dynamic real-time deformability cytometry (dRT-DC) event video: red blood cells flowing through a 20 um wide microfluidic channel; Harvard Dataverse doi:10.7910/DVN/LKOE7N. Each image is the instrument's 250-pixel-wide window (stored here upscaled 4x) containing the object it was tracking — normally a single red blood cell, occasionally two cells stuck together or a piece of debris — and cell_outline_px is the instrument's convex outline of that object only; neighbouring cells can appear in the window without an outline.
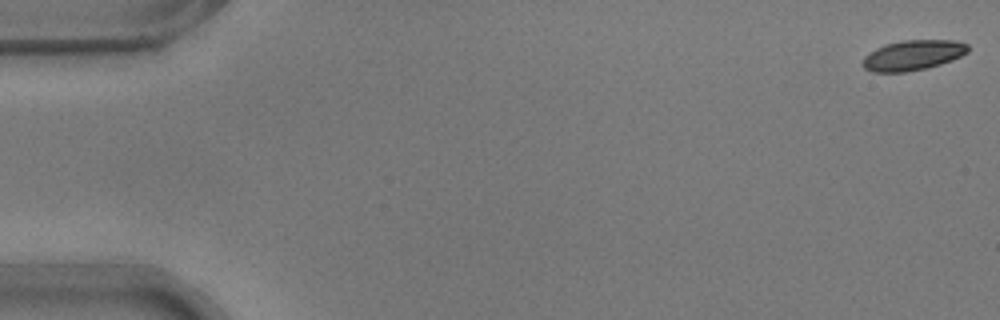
{"species": "common noctule bat (a hibernating species)", "species_latin": "Nyctalus noctula", "temperature_condition": "warm", "stored_images_in_passage": 11, "camera_frame_rate_fps": 3000, "um_per_image_px": 0.085, "animal": {"sex": "male", "body_mass_g": 17.9}, "frame": {"image": 1, "passage_image": 1, "time_ms": 0.0, "image_size_px": [1000, 320], "cell_outline_px": [[968, 52], [952, 60], [940, 64], [924, 68], [904, 72], [872, 72], [864, 68], [860, 64], [864, 56], [876, 48], [884, 44], [904, 40], [956, 40], [968, 44]], "centroid_in_image_um": [77.56, 4.69], "position_along_channel_um": 7.4, "area_um2": 18.55}}